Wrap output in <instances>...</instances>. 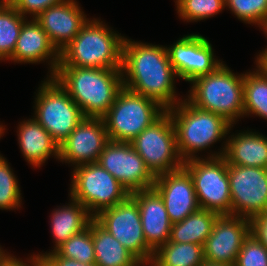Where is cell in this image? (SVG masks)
<instances>
[{
    "mask_svg": "<svg viewBox=\"0 0 267 266\" xmlns=\"http://www.w3.org/2000/svg\"><path fill=\"white\" fill-rule=\"evenodd\" d=\"M225 7L238 20L255 27L267 19V0H225Z\"/></svg>",
    "mask_w": 267,
    "mask_h": 266,
    "instance_id": "obj_32",
    "label": "cell"
},
{
    "mask_svg": "<svg viewBox=\"0 0 267 266\" xmlns=\"http://www.w3.org/2000/svg\"><path fill=\"white\" fill-rule=\"evenodd\" d=\"M130 196L138 204L145 241L155 251L169 241L172 226L162 197L154 188L135 191Z\"/></svg>",
    "mask_w": 267,
    "mask_h": 266,
    "instance_id": "obj_20",
    "label": "cell"
},
{
    "mask_svg": "<svg viewBox=\"0 0 267 266\" xmlns=\"http://www.w3.org/2000/svg\"><path fill=\"white\" fill-rule=\"evenodd\" d=\"M94 219L144 266L149 265L154 251L145 241L138 204L131 196L102 210Z\"/></svg>",
    "mask_w": 267,
    "mask_h": 266,
    "instance_id": "obj_11",
    "label": "cell"
},
{
    "mask_svg": "<svg viewBox=\"0 0 267 266\" xmlns=\"http://www.w3.org/2000/svg\"><path fill=\"white\" fill-rule=\"evenodd\" d=\"M165 112L155 100L123 87L102 119L110 141L131 142Z\"/></svg>",
    "mask_w": 267,
    "mask_h": 266,
    "instance_id": "obj_6",
    "label": "cell"
},
{
    "mask_svg": "<svg viewBox=\"0 0 267 266\" xmlns=\"http://www.w3.org/2000/svg\"><path fill=\"white\" fill-rule=\"evenodd\" d=\"M124 38L100 18H90L60 51L58 67L122 69Z\"/></svg>",
    "mask_w": 267,
    "mask_h": 266,
    "instance_id": "obj_4",
    "label": "cell"
},
{
    "mask_svg": "<svg viewBox=\"0 0 267 266\" xmlns=\"http://www.w3.org/2000/svg\"><path fill=\"white\" fill-rule=\"evenodd\" d=\"M186 99L196 107L223 116L232 125L244 118L243 73L225 63L190 83Z\"/></svg>",
    "mask_w": 267,
    "mask_h": 266,
    "instance_id": "obj_5",
    "label": "cell"
},
{
    "mask_svg": "<svg viewBox=\"0 0 267 266\" xmlns=\"http://www.w3.org/2000/svg\"><path fill=\"white\" fill-rule=\"evenodd\" d=\"M19 123L16 133L20 152L32 168L42 167L49 157L59 161V145L41 124L33 117Z\"/></svg>",
    "mask_w": 267,
    "mask_h": 266,
    "instance_id": "obj_21",
    "label": "cell"
},
{
    "mask_svg": "<svg viewBox=\"0 0 267 266\" xmlns=\"http://www.w3.org/2000/svg\"><path fill=\"white\" fill-rule=\"evenodd\" d=\"M5 130H6L5 125L3 126V123H0V139L1 137H3Z\"/></svg>",
    "mask_w": 267,
    "mask_h": 266,
    "instance_id": "obj_43",
    "label": "cell"
},
{
    "mask_svg": "<svg viewBox=\"0 0 267 266\" xmlns=\"http://www.w3.org/2000/svg\"><path fill=\"white\" fill-rule=\"evenodd\" d=\"M35 95L33 118L60 145L85 116L54 77L45 78Z\"/></svg>",
    "mask_w": 267,
    "mask_h": 266,
    "instance_id": "obj_7",
    "label": "cell"
},
{
    "mask_svg": "<svg viewBox=\"0 0 267 266\" xmlns=\"http://www.w3.org/2000/svg\"><path fill=\"white\" fill-rule=\"evenodd\" d=\"M231 215L248 218L267 213V169L227 163Z\"/></svg>",
    "mask_w": 267,
    "mask_h": 266,
    "instance_id": "obj_12",
    "label": "cell"
},
{
    "mask_svg": "<svg viewBox=\"0 0 267 266\" xmlns=\"http://www.w3.org/2000/svg\"><path fill=\"white\" fill-rule=\"evenodd\" d=\"M21 15L36 18L48 7L65 0H7ZM27 15V16H26Z\"/></svg>",
    "mask_w": 267,
    "mask_h": 266,
    "instance_id": "obj_34",
    "label": "cell"
},
{
    "mask_svg": "<svg viewBox=\"0 0 267 266\" xmlns=\"http://www.w3.org/2000/svg\"><path fill=\"white\" fill-rule=\"evenodd\" d=\"M259 28L261 29V31H263L264 35L267 38V19L262 23V25ZM262 51H267V46Z\"/></svg>",
    "mask_w": 267,
    "mask_h": 266,
    "instance_id": "obj_40",
    "label": "cell"
},
{
    "mask_svg": "<svg viewBox=\"0 0 267 266\" xmlns=\"http://www.w3.org/2000/svg\"><path fill=\"white\" fill-rule=\"evenodd\" d=\"M68 204L57 206L52 210L50 217L51 235L54 240L55 251L71 236L85 230L94 217L80 202L69 197Z\"/></svg>",
    "mask_w": 267,
    "mask_h": 266,
    "instance_id": "obj_23",
    "label": "cell"
},
{
    "mask_svg": "<svg viewBox=\"0 0 267 266\" xmlns=\"http://www.w3.org/2000/svg\"><path fill=\"white\" fill-rule=\"evenodd\" d=\"M39 266H53L45 257H39Z\"/></svg>",
    "mask_w": 267,
    "mask_h": 266,
    "instance_id": "obj_41",
    "label": "cell"
},
{
    "mask_svg": "<svg viewBox=\"0 0 267 266\" xmlns=\"http://www.w3.org/2000/svg\"><path fill=\"white\" fill-rule=\"evenodd\" d=\"M255 63L267 75V51H260L255 56Z\"/></svg>",
    "mask_w": 267,
    "mask_h": 266,
    "instance_id": "obj_38",
    "label": "cell"
},
{
    "mask_svg": "<svg viewBox=\"0 0 267 266\" xmlns=\"http://www.w3.org/2000/svg\"><path fill=\"white\" fill-rule=\"evenodd\" d=\"M218 216L216 212L199 209L184 220L172 224L169 241L204 245Z\"/></svg>",
    "mask_w": 267,
    "mask_h": 266,
    "instance_id": "obj_25",
    "label": "cell"
},
{
    "mask_svg": "<svg viewBox=\"0 0 267 266\" xmlns=\"http://www.w3.org/2000/svg\"><path fill=\"white\" fill-rule=\"evenodd\" d=\"M131 144L155 177L183 167L184 161L177 150L174 123L167 111L135 137Z\"/></svg>",
    "mask_w": 267,
    "mask_h": 266,
    "instance_id": "obj_10",
    "label": "cell"
},
{
    "mask_svg": "<svg viewBox=\"0 0 267 266\" xmlns=\"http://www.w3.org/2000/svg\"><path fill=\"white\" fill-rule=\"evenodd\" d=\"M72 169L68 195L87 208L93 217L130 196L128 190L98 162Z\"/></svg>",
    "mask_w": 267,
    "mask_h": 266,
    "instance_id": "obj_8",
    "label": "cell"
},
{
    "mask_svg": "<svg viewBox=\"0 0 267 266\" xmlns=\"http://www.w3.org/2000/svg\"><path fill=\"white\" fill-rule=\"evenodd\" d=\"M132 40L125 37L122 46L123 87L155 100L166 110L174 107L183 98H178L177 75L166 46Z\"/></svg>",
    "mask_w": 267,
    "mask_h": 266,
    "instance_id": "obj_1",
    "label": "cell"
},
{
    "mask_svg": "<svg viewBox=\"0 0 267 266\" xmlns=\"http://www.w3.org/2000/svg\"><path fill=\"white\" fill-rule=\"evenodd\" d=\"M153 188L162 197L172 224L200 209L193 180L184 167L156 176Z\"/></svg>",
    "mask_w": 267,
    "mask_h": 266,
    "instance_id": "obj_17",
    "label": "cell"
},
{
    "mask_svg": "<svg viewBox=\"0 0 267 266\" xmlns=\"http://www.w3.org/2000/svg\"><path fill=\"white\" fill-rule=\"evenodd\" d=\"M176 12L184 22H198L222 13L225 0H175Z\"/></svg>",
    "mask_w": 267,
    "mask_h": 266,
    "instance_id": "obj_31",
    "label": "cell"
},
{
    "mask_svg": "<svg viewBox=\"0 0 267 266\" xmlns=\"http://www.w3.org/2000/svg\"><path fill=\"white\" fill-rule=\"evenodd\" d=\"M11 256L12 254L4 250L0 245V266H2Z\"/></svg>",
    "mask_w": 267,
    "mask_h": 266,
    "instance_id": "obj_39",
    "label": "cell"
},
{
    "mask_svg": "<svg viewBox=\"0 0 267 266\" xmlns=\"http://www.w3.org/2000/svg\"><path fill=\"white\" fill-rule=\"evenodd\" d=\"M250 233L251 222L248 218L219 215L203 245L205 261L234 266L243 242Z\"/></svg>",
    "mask_w": 267,
    "mask_h": 266,
    "instance_id": "obj_16",
    "label": "cell"
},
{
    "mask_svg": "<svg viewBox=\"0 0 267 266\" xmlns=\"http://www.w3.org/2000/svg\"><path fill=\"white\" fill-rule=\"evenodd\" d=\"M76 0H65L42 11L35 20L60 52L90 19Z\"/></svg>",
    "mask_w": 267,
    "mask_h": 266,
    "instance_id": "obj_18",
    "label": "cell"
},
{
    "mask_svg": "<svg viewBox=\"0 0 267 266\" xmlns=\"http://www.w3.org/2000/svg\"><path fill=\"white\" fill-rule=\"evenodd\" d=\"M166 111L174 123L177 150L183 161L198 158L200 152L209 150L214 143L223 140L222 147L218 151L209 150L206 157L224 155L232 124L223 116L196 107L185 96L181 102Z\"/></svg>",
    "mask_w": 267,
    "mask_h": 266,
    "instance_id": "obj_2",
    "label": "cell"
},
{
    "mask_svg": "<svg viewBox=\"0 0 267 266\" xmlns=\"http://www.w3.org/2000/svg\"><path fill=\"white\" fill-rule=\"evenodd\" d=\"M250 222L251 234L267 248V213L253 217Z\"/></svg>",
    "mask_w": 267,
    "mask_h": 266,
    "instance_id": "obj_36",
    "label": "cell"
},
{
    "mask_svg": "<svg viewBox=\"0 0 267 266\" xmlns=\"http://www.w3.org/2000/svg\"><path fill=\"white\" fill-rule=\"evenodd\" d=\"M53 77L85 117L102 118L123 88L121 69L58 67Z\"/></svg>",
    "mask_w": 267,
    "mask_h": 266,
    "instance_id": "obj_3",
    "label": "cell"
},
{
    "mask_svg": "<svg viewBox=\"0 0 267 266\" xmlns=\"http://www.w3.org/2000/svg\"><path fill=\"white\" fill-rule=\"evenodd\" d=\"M131 194L153 188L155 176L131 142L109 141L97 161Z\"/></svg>",
    "mask_w": 267,
    "mask_h": 266,
    "instance_id": "obj_14",
    "label": "cell"
},
{
    "mask_svg": "<svg viewBox=\"0 0 267 266\" xmlns=\"http://www.w3.org/2000/svg\"><path fill=\"white\" fill-rule=\"evenodd\" d=\"M234 266H267V248L250 233L243 242Z\"/></svg>",
    "mask_w": 267,
    "mask_h": 266,
    "instance_id": "obj_33",
    "label": "cell"
},
{
    "mask_svg": "<svg viewBox=\"0 0 267 266\" xmlns=\"http://www.w3.org/2000/svg\"><path fill=\"white\" fill-rule=\"evenodd\" d=\"M212 46L210 40L199 33L185 34L172 45L166 46L177 78L191 83L223 64L224 61L215 56Z\"/></svg>",
    "mask_w": 267,
    "mask_h": 266,
    "instance_id": "obj_13",
    "label": "cell"
},
{
    "mask_svg": "<svg viewBox=\"0 0 267 266\" xmlns=\"http://www.w3.org/2000/svg\"><path fill=\"white\" fill-rule=\"evenodd\" d=\"M224 157L228 164L237 166H252L267 169V136L260 132L244 130L229 135Z\"/></svg>",
    "mask_w": 267,
    "mask_h": 266,
    "instance_id": "obj_22",
    "label": "cell"
},
{
    "mask_svg": "<svg viewBox=\"0 0 267 266\" xmlns=\"http://www.w3.org/2000/svg\"><path fill=\"white\" fill-rule=\"evenodd\" d=\"M109 141L103 119L85 117L59 145V161L73 168L96 163Z\"/></svg>",
    "mask_w": 267,
    "mask_h": 266,
    "instance_id": "obj_15",
    "label": "cell"
},
{
    "mask_svg": "<svg viewBox=\"0 0 267 266\" xmlns=\"http://www.w3.org/2000/svg\"><path fill=\"white\" fill-rule=\"evenodd\" d=\"M55 251L62 257L75 259L81 263H95L92 221L85 230L71 236Z\"/></svg>",
    "mask_w": 267,
    "mask_h": 266,
    "instance_id": "obj_29",
    "label": "cell"
},
{
    "mask_svg": "<svg viewBox=\"0 0 267 266\" xmlns=\"http://www.w3.org/2000/svg\"><path fill=\"white\" fill-rule=\"evenodd\" d=\"M8 61H13L15 64L46 62L49 64V74L46 76L53 77L59 65L60 52L51 43L40 24L34 18H29L23 23L14 53Z\"/></svg>",
    "mask_w": 267,
    "mask_h": 266,
    "instance_id": "obj_19",
    "label": "cell"
},
{
    "mask_svg": "<svg viewBox=\"0 0 267 266\" xmlns=\"http://www.w3.org/2000/svg\"><path fill=\"white\" fill-rule=\"evenodd\" d=\"M203 245L167 241L153 252L149 266H201Z\"/></svg>",
    "mask_w": 267,
    "mask_h": 266,
    "instance_id": "obj_26",
    "label": "cell"
},
{
    "mask_svg": "<svg viewBox=\"0 0 267 266\" xmlns=\"http://www.w3.org/2000/svg\"><path fill=\"white\" fill-rule=\"evenodd\" d=\"M27 19L7 0L0 2V62L12 57L20 30Z\"/></svg>",
    "mask_w": 267,
    "mask_h": 266,
    "instance_id": "obj_28",
    "label": "cell"
},
{
    "mask_svg": "<svg viewBox=\"0 0 267 266\" xmlns=\"http://www.w3.org/2000/svg\"><path fill=\"white\" fill-rule=\"evenodd\" d=\"M2 266H39V257L37 255H28V258L23 260L12 256Z\"/></svg>",
    "mask_w": 267,
    "mask_h": 266,
    "instance_id": "obj_37",
    "label": "cell"
},
{
    "mask_svg": "<svg viewBox=\"0 0 267 266\" xmlns=\"http://www.w3.org/2000/svg\"><path fill=\"white\" fill-rule=\"evenodd\" d=\"M201 266H232L228 264H220V263H210L205 261Z\"/></svg>",
    "mask_w": 267,
    "mask_h": 266,
    "instance_id": "obj_42",
    "label": "cell"
},
{
    "mask_svg": "<svg viewBox=\"0 0 267 266\" xmlns=\"http://www.w3.org/2000/svg\"><path fill=\"white\" fill-rule=\"evenodd\" d=\"M255 66L243 73L244 117L255 115L267 120V75Z\"/></svg>",
    "mask_w": 267,
    "mask_h": 266,
    "instance_id": "obj_27",
    "label": "cell"
},
{
    "mask_svg": "<svg viewBox=\"0 0 267 266\" xmlns=\"http://www.w3.org/2000/svg\"><path fill=\"white\" fill-rule=\"evenodd\" d=\"M183 167L193 180L200 209L219 215H231V195L225 157L201 156L184 161Z\"/></svg>",
    "mask_w": 267,
    "mask_h": 266,
    "instance_id": "obj_9",
    "label": "cell"
},
{
    "mask_svg": "<svg viewBox=\"0 0 267 266\" xmlns=\"http://www.w3.org/2000/svg\"><path fill=\"white\" fill-rule=\"evenodd\" d=\"M8 160L0 154V210H18L22 193L17 176Z\"/></svg>",
    "mask_w": 267,
    "mask_h": 266,
    "instance_id": "obj_30",
    "label": "cell"
},
{
    "mask_svg": "<svg viewBox=\"0 0 267 266\" xmlns=\"http://www.w3.org/2000/svg\"><path fill=\"white\" fill-rule=\"evenodd\" d=\"M38 257H45L53 266H97L95 263H81L75 259L60 256L56 251L34 253Z\"/></svg>",
    "mask_w": 267,
    "mask_h": 266,
    "instance_id": "obj_35",
    "label": "cell"
},
{
    "mask_svg": "<svg viewBox=\"0 0 267 266\" xmlns=\"http://www.w3.org/2000/svg\"><path fill=\"white\" fill-rule=\"evenodd\" d=\"M92 240L97 266H144L95 219L92 220Z\"/></svg>",
    "mask_w": 267,
    "mask_h": 266,
    "instance_id": "obj_24",
    "label": "cell"
}]
</instances>
